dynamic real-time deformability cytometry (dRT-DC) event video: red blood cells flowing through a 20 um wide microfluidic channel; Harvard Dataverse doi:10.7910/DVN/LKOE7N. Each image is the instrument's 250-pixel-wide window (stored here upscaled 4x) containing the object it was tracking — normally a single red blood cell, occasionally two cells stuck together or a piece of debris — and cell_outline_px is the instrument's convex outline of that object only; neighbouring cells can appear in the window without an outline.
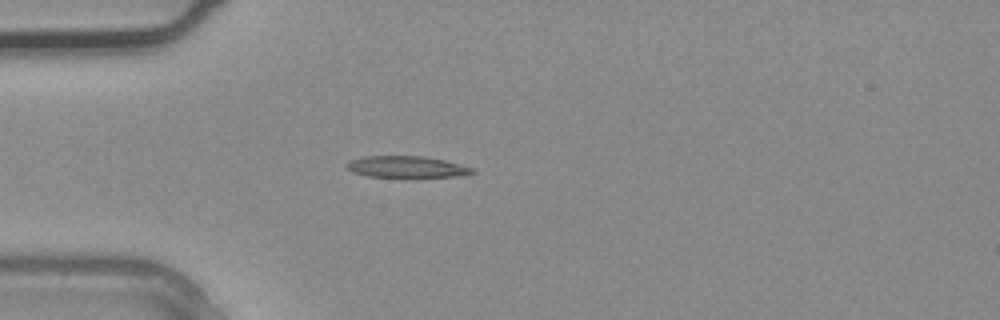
{"species": "common noctule bat (a hibernating species)", "species_latin": "Nyctalus noctula", "temperature_condition": "warm", "stored_images_in_passage": 2, "camera_frame_rate_fps": 3000, "um_per_image_px": 0.085, "animal": {"sex": "male", "body_mass_g": 20.4}, "frame": {"image": 1, "passage_image": 2, "time_ms": 0.333, "image_size_px": [1000, 320], "cell_outline_px": [[476, 172], [460, 176], [368, 176], [352, 172], [344, 168], [344, 164], [348, 160], [364, 156], [424, 156], [444, 160], [476, 168]], "centroid_in_image_um": [34.52, 14.16], "position_along_channel_um": 50.5, "area_um2": 15.72}}